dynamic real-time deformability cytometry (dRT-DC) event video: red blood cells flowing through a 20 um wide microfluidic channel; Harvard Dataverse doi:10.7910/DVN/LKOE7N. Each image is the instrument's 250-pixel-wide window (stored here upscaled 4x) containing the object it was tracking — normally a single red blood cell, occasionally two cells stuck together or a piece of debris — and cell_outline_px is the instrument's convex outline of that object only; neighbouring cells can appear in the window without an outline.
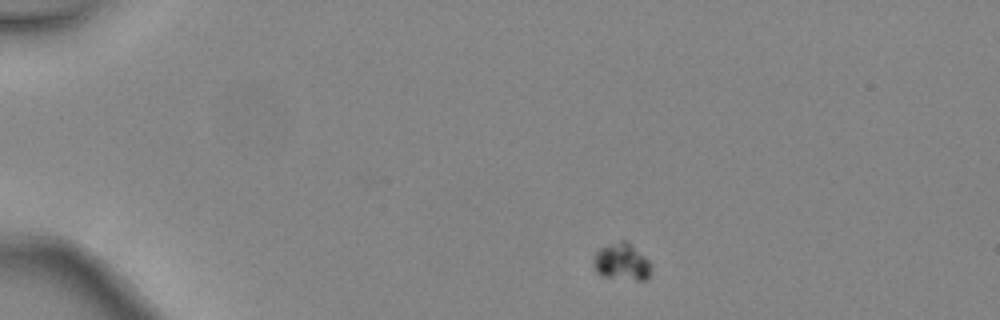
{"species": "common noctule bat (a hibernating species)", "species_latin": "Nyctalus noctula", "temperature_condition": "warm", "stored_images_in_passage": 3, "camera_frame_rate_fps": 3000, "um_per_image_px": 0.085, "animal": {"sex": "female", "body_mass_g": 24.6, "forearm_length_mm": 56.2}, "frame": {"image": 1, "passage_image": 3, "time_ms": 0.667, "image_size_px": [1000, 320], "cell_outline_px": [[652, 268], [648, 276], [644, 280], [636, 280], [600, 276], [596, 272], [592, 264], [592, 260], [596, 252], [600, 248], [620, 240], [628, 240], [652, 264]], "centroid_in_image_um": [52.83, 22.25], "position_along_channel_um": 32.2, "area_um2": 12.6}}